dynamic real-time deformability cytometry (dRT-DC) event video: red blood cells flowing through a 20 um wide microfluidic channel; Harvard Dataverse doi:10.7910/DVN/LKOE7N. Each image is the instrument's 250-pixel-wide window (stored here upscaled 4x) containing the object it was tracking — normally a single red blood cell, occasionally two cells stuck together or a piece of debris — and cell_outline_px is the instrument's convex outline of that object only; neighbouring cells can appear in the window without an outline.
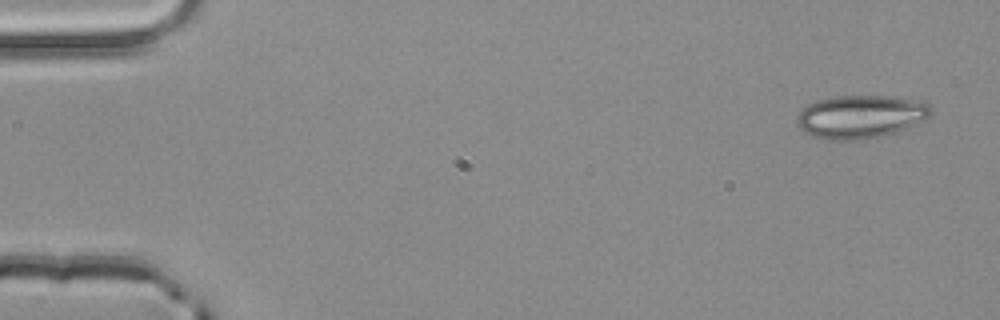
{"species": "common noctule bat (a hibernating species)", "species_latin": "Nyctalus noctula", "temperature_condition": "room temperature", "stored_images_in_passage": 3, "camera_frame_rate_fps": 3000, "um_per_image_px": 0.085, "animal": {"sex": "male", "body_mass_g": 20.4}, "frame": {"image": 1, "passage_image": 1, "time_ms": 0.0, "image_size_px": [1000, 320], "cell_outline_px": [[932, 112], [924, 120], [884, 136], [856, 140], [828, 140], [812, 136], [804, 132], [796, 124], [796, 116], [800, 108], [816, 100], [832, 96], [888, 96], [924, 100], [932, 108]], "centroid_in_image_um": [73.11, 9.9], "position_along_channel_um": 11.9, "area_um2": 34.1}}